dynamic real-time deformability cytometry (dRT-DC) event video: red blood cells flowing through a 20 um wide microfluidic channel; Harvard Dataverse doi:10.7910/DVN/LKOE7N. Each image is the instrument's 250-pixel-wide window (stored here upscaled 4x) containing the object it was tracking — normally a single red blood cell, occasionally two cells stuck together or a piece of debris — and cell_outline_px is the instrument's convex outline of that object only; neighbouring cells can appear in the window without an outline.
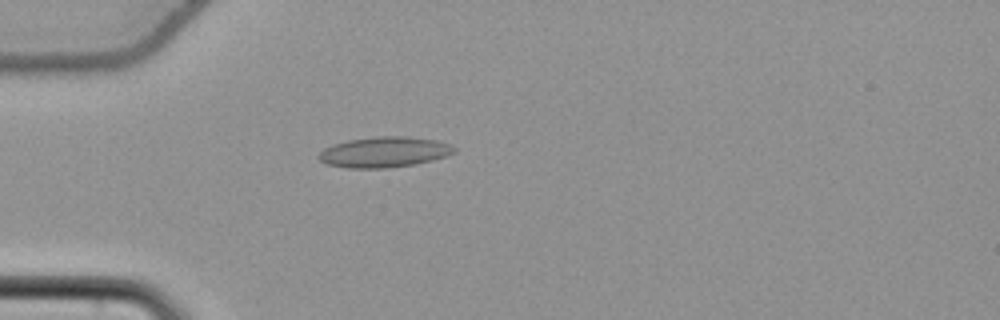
{"species": "common noctule bat (a hibernating species)", "species_latin": "Nyctalus noctula", "temperature_condition": "cold", "stored_images_in_passage": 55, "camera_frame_rate_fps": 3000, "um_per_image_px": 0.085, "animal": {"sex": "female", "body_mass_g": 22.7, "forearm_length_mm": 54.2}, "frame": {"image": 1, "passage_image": 17, "time_ms": 5.333, "image_size_px": [1000, 320], "cell_outline_px": [[456, 152], [448, 156], [416, 164], [384, 168], [348, 168], [324, 164], [316, 156], [324, 148], [332, 144], [348, 140], [376, 136], [404, 136], [436, 140], [452, 144], [456, 148]], "centroid_in_image_um": [32.66, 12.92], "position_along_channel_um": 52.3, "area_um2": 24.39}}
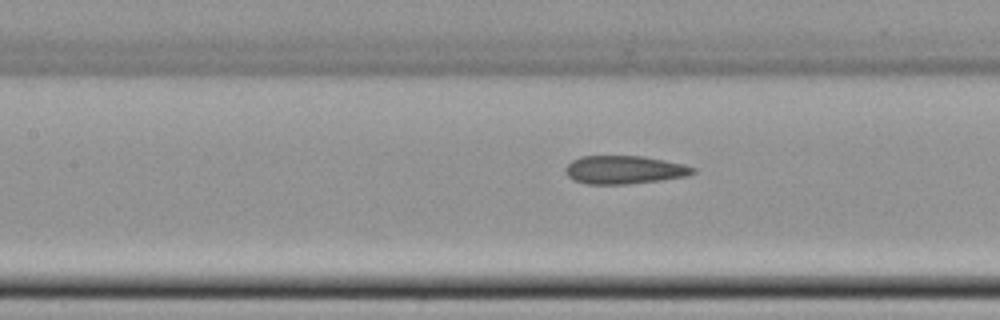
{"frame": {"image": 2, "passage_image": 26, "time_ms": 8.333, "image_size_px": [1000, 320], "cell_outline_px": [[696, 172], [688, 176], [660, 180], [628, 184], [588, 184], [572, 180], [564, 172], [564, 168], [572, 160], [580, 156], [644, 156], [684, 164], [696, 168]], "centroid_in_image_um": [53.06, 14.43], "position_along_channel_um": 154.3, "area_um2": 21.15}}
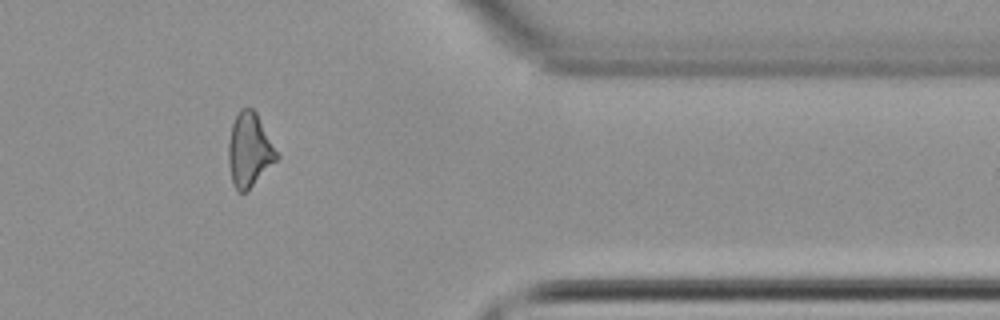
{"frame": {"image": 3, "passage_image": 46, "time_ms": 15.0, "image_size_px": [1000, 320], "cell_outline_px": [[280, 156], [244, 192], [240, 192], [232, 184], [228, 160], [228, 140], [232, 124], [240, 108], [252, 108], [256, 112]], "centroid_in_image_um": [21.17, 12.7], "position_along_channel_um": 390.2, "area_um2": 20.35}, "authors_computed_cell_mechanics": {"area_um2": 21.2704, "velocity_mm_per_s": 3.8113, "shape_relaxation_time_tau1_ms": null, "shape_relaxation_time_tau2_ms": 4.1272, "deformation_change_tau1": null, "deformation_change_tau2": 0.1265}}